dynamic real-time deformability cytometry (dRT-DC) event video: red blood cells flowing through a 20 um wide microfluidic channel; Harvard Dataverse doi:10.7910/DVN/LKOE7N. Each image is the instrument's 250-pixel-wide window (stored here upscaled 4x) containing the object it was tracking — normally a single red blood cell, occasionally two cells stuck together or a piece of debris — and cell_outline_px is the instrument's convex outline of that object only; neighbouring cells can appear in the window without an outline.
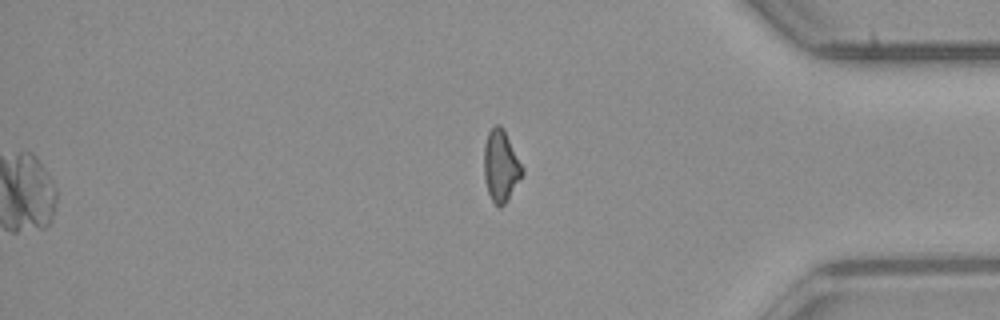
{"species": "common noctule bat (a hibernating species)", "species_latin": "Nyctalus noctula", "temperature_condition": "room temperature", "stored_images_in_passage": 39, "camera_frame_rate_fps": 3000, "um_per_image_px": 0.085, "animal": {"sex": "male", "body_mass_g": 23.1, "forearm_length_mm": 52.7}, "frame": {"image": 1, "passage_image": 39, "time_ms": 12.667, "image_size_px": [1000, 320], "cell_outline_px": [[524, 172], [520, 180], [504, 204], [500, 208], [492, 200], [488, 192], [484, 180], [484, 144], [488, 132], [492, 124], [500, 124], [504, 128], [524, 168]], "centroid_in_image_um": [42.57, 14.05], "position_along_channel_um": 392.6, "area_um2": 16.18}}